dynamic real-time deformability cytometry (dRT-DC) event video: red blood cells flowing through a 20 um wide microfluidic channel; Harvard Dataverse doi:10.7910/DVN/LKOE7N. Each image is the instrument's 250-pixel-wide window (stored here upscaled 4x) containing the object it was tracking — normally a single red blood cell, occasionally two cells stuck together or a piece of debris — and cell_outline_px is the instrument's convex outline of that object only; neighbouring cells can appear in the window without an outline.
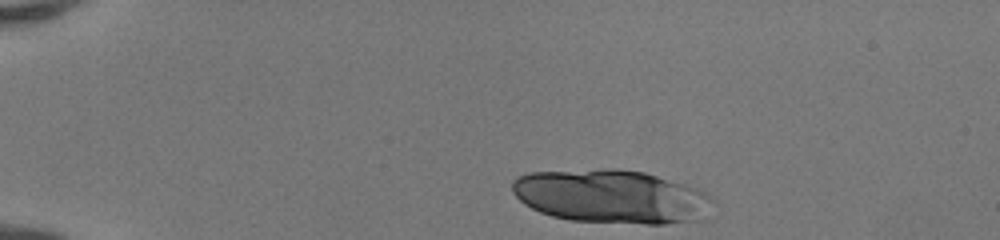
{"species": "human", "species_latin": "Homo sapiens", "temperature_condition": "room temperature", "stored_images_in_passage": 15, "segment_of_instrument_passage": [1, 2], "camera_frame_rate_fps": 3000, "um_per_image_px": 0.085, "donor": {"sex": "female"}, "frame": {"image": 1, "passage_image": 1, "time_ms": 0.0, "image_size_px": [1000, 240], "cell_outline_px": [[716, 204], [708, 220], [664, 224], [644, 224], [572, 220], [552, 216], [540, 212], [524, 204], [512, 192], [512, 180], [516, 176], [528, 172], [608, 168], [616, 168], [644, 172], [688, 184], [708, 192], [716, 200]], "centroid_in_image_um": [52.1, 16.71], "position_along_channel_um": 32.9, "area_um2": 64.27}}